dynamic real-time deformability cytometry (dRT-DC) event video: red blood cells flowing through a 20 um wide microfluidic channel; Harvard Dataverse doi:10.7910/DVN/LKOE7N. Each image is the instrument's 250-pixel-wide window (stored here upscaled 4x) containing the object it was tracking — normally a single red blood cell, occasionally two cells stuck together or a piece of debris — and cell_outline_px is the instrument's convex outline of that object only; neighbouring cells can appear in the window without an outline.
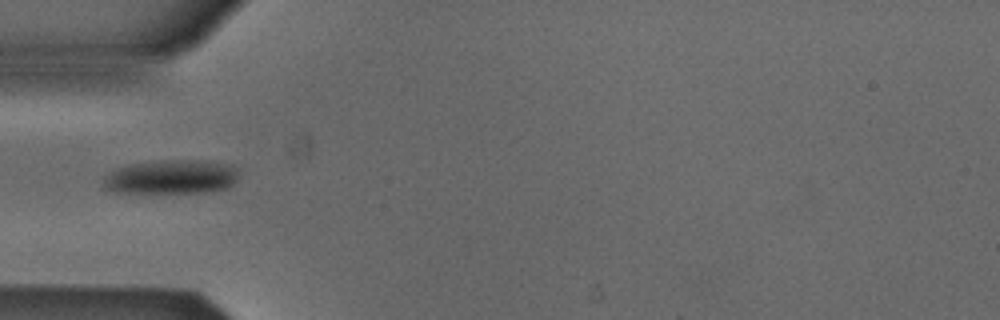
{"species": "Egyptian fruit bat (a non-hibernating species)", "species_latin": "Rousettus aegyptiacus", "temperature_condition": "cold", "stored_images_in_passage": 37, "camera_frame_rate_fps": 3000, "um_per_image_px": 0.085, "animal": {"sex": "male"}, "frame": {"image": 1, "passage_image": 1, "time_ms": 0.0, "image_size_px": [1000, 320], "cell_outline_px": [[236, 180], [228, 188], [204, 192], [112, 192], [104, 188], [104, 180], [116, 168], [132, 164], [164, 160], [200, 160], [232, 164], [236, 168]], "centroid_in_image_um": [14.59, 15.03], "position_along_channel_um": 70.4, "area_um2": 26.59}}
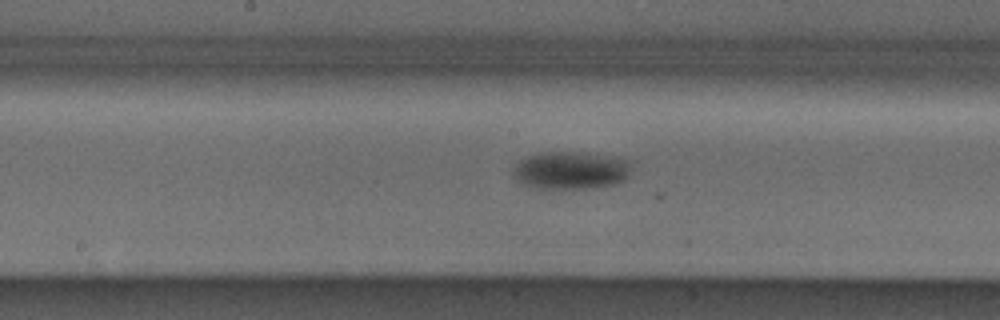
{"frame": {"image": 2, "passage_image": 11, "time_ms": 3.333, "image_size_px": [1000, 320], "cell_outline_px": [[632, 160], [628, 176], [624, 180], [616, 184], [592, 188], [532, 188], [520, 184], [512, 172], [512, 168], [520, 160], [528, 156], [540, 152], [584, 152]], "centroid_in_image_um": [48.5, 14.48], "position_along_channel_um": 199.7, "area_um2": 26.3}}
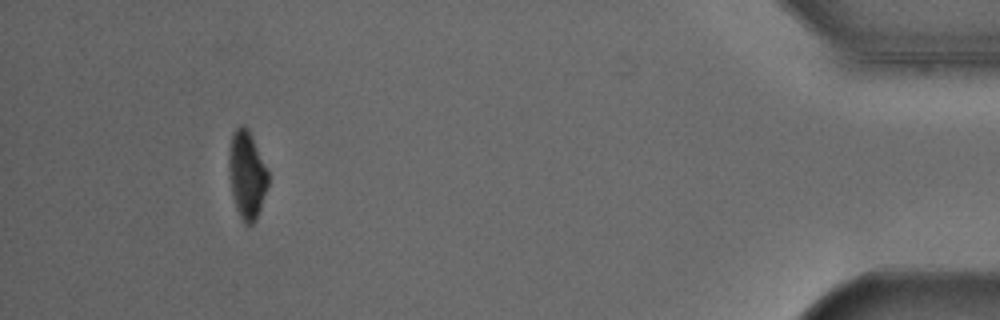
{"frame": {"image": 3, "passage_image": 33, "time_ms": 10.667, "image_size_px": [1000, 320], "cell_outline_px": [[268, 184], [256, 220], [252, 224], [244, 224], [240, 220], [236, 208], [232, 192], [228, 168], [228, 156], [232, 132], [240, 124], [244, 124], [248, 128], [268, 172]], "centroid_in_image_um": [20.96, 14.85], "position_along_channel_um": 414.2, "area_um2": 20.0}}